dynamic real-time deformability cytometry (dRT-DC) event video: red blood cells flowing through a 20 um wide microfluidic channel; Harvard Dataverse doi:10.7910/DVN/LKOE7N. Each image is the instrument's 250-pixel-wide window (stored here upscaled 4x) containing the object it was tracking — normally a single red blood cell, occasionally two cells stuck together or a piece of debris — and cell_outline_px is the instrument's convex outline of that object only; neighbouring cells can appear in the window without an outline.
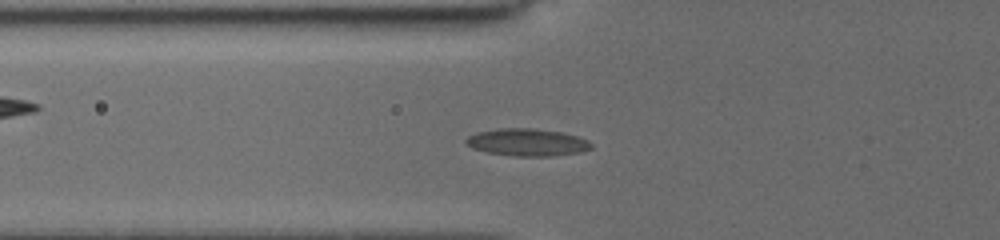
{"species": "common noctule bat (a hibernating species)", "species_latin": "Nyctalus noctula", "temperature_condition": "cold", "stored_images_in_passage": 40, "camera_frame_rate_fps": 3000, "um_per_image_px": 0.085, "animal": {"sex": "female", "body_mass_g": 19.5, "forearm_length_mm": 54.1}, "frame": {"image": 1, "passage_image": 13, "time_ms": 5.0, "image_size_px": [1000, 240], "cell_outline_px": [[592, 148], [580, 152], [552, 156], [516, 156], [488, 152], [472, 148], [464, 144], [464, 140], [468, 136], [476, 132], [500, 128], [536, 128], [560, 132], [576, 136], [588, 140], [592, 144]], "centroid_in_image_um": [44.78, 12.09], "position_along_channel_um": 81.0, "area_um2": 20.0}}
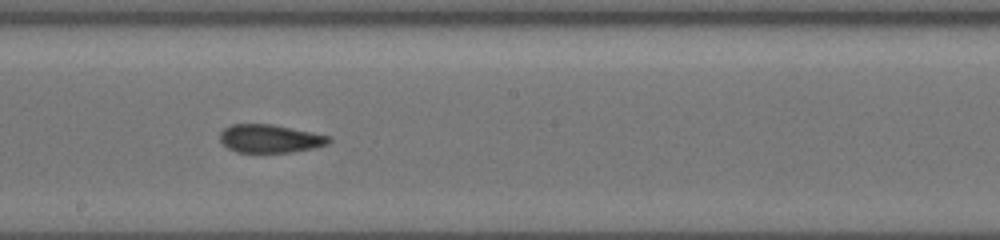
{"frame": {"image": 2, "passage_image": 22, "time_ms": 8.667, "image_size_px": [1000, 240], "cell_outline_px": [[332, 140], [328, 144], [316, 148], [292, 152], [236, 152], [228, 148], [220, 140], [220, 132], [224, 128], [232, 124], [272, 124], [332, 136]], "centroid_in_image_um": [22.99, 11.78], "position_along_channel_um": 225.2, "area_um2": 18.03}}
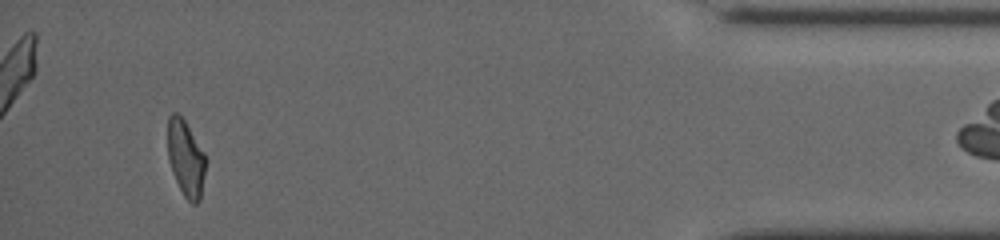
{"frame": {"image": 3, "passage_image": 37, "time_ms": 15.0, "image_size_px": [1000, 240], "cell_outline_px": [[204, 172], [200, 200], [196, 204], [192, 204], [184, 196], [172, 172], [168, 160], [168, 116], [172, 112], [176, 112], [184, 120], [204, 152]], "centroid_in_image_um": [15.76, 13.45], "position_along_channel_um": 419.4, "area_um2": 16.53}, "authors_computed_cell_mechanics": {"area_um2": 18.1492, "velocity_mm_per_s": 3.9491, "shape_relaxation_time_tau1_ms": null, "shape_relaxation_time_tau2_ms": 1.2117, "deformation_change_tau1": null, "deformation_change_tau2": 0.0676}}